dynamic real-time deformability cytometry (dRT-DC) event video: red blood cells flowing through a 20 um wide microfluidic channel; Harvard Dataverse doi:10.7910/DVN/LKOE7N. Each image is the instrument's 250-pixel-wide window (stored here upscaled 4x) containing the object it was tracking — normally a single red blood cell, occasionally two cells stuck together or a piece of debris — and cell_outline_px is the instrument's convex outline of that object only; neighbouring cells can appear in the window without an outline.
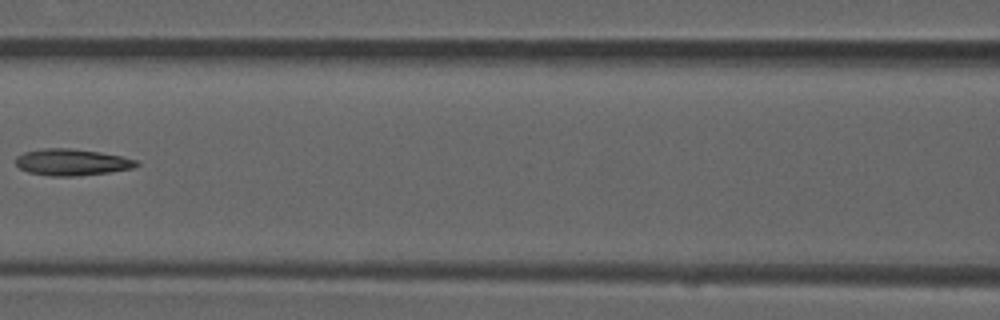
{"species": "common noctule bat (a hibernating species)", "species_latin": "Nyctalus noctula", "temperature_condition": "room temperature", "stored_images_in_passage": 7, "camera_frame_rate_fps": 3000, "um_per_image_px": 0.085, "animal": {"sex": "male", "forearm_length_mm": 52.5}, "frame": {"image": 1, "passage_image": 6, "time_ms": 1.667, "image_size_px": [1000, 320], "cell_outline_px": [[140, 164], [132, 168], [108, 172], [76, 176], [48, 176], [28, 172], [20, 168], [16, 164], [16, 156], [24, 152], [44, 148], [68, 148], [100, 152], [120, 156], [136, 160]], "centroid_in_image_um": [6.07, 13.79], "position_along_channel_um": 160.5, "area_um2": 18.55}}
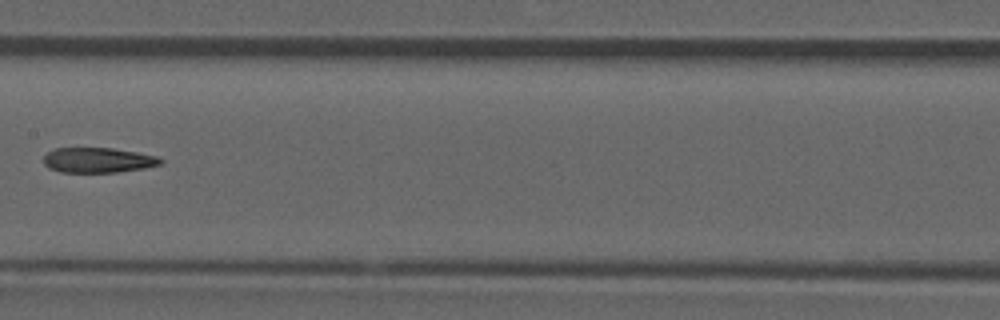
{"frame": {"image": 2, "passage_image": 7, "time_ms": 2.0, "image_size_px": [1000, 320], "cell_outline_px": [[164, 160], [160, 164], [144, 168], [116, 172], [60, 172], [48, 168], [44, 164], [44, 156], [48, 152], [56, 148], [112, 148], [136, 152], [156, 156]], "centroid_in_image_um": [8.31, 13.61], "position_along_channel_um": 199.1, "area_um2": 16.99}}